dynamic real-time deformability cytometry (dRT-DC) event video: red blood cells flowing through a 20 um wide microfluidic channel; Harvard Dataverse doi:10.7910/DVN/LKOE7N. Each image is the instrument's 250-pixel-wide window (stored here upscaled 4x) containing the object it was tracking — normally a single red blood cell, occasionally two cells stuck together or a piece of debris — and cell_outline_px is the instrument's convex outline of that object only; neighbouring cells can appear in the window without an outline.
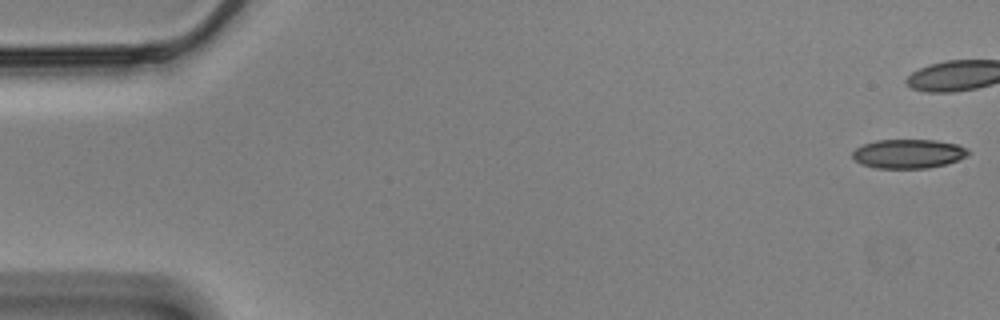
{"species": "Egyptian fruit bat (a non-hibernating species)", "species_latin": "Rousettus aegyptiacus", "temperature_condition": "cold", "stored_images_in_passage": 13, "camera_frame_rate_fps": 3000, "um_per_image_px": 0.085, "animal": {"sex": "male"}, "frame": {"image": 1, "passage_image": 1, "time_ms": 0.0, "image_size_px": [1000, 320], "cell_outline_px": [[972, 152], [968, 156], [944, 164], [928, 168], [876, 168], [860, 164], [852, 156], [852, 152], [856, 148], [864, 144], [876, 140], [936, 140], [956, 144], [968, 148]], "centroid_in_image_um": [77.23, 13.06], "position_along_channel_um": 7.8, "area_um2": 19.65}}